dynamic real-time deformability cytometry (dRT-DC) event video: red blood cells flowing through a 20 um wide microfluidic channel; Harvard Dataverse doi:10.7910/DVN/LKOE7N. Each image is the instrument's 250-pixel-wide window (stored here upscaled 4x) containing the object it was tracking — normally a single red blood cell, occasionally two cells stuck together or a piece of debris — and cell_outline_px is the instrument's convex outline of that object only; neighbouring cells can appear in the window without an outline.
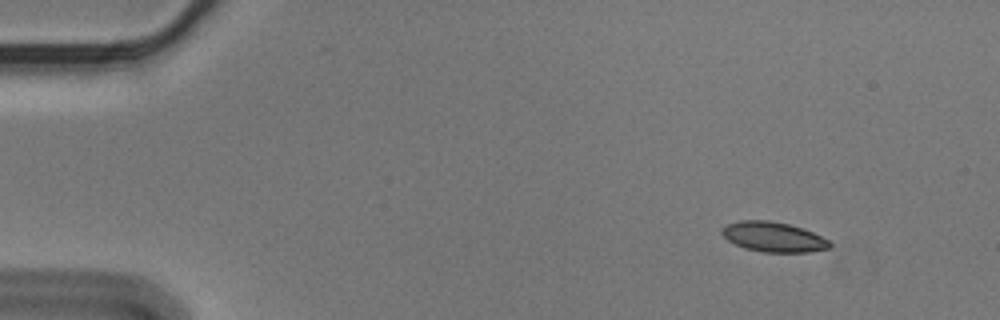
{"species": "Egyptian fruit bat (a non-hibernating species)", "species_latin": "Rousettus aegyptiacus", "temperature_condition": "cold", "stored_images_in_passage": 51, "camera_frame_rate_fps": 3000, "um_per_image_px": 0.085, "animal": {"sex": "male"}, "frame": {"image": 1, "passage_image": 1, "time_ms": 0.0, "image_size_px": [1000, 320], "cell_outline_px": [[832, 244], [828, 248], [808, 252], [764, 252], [744, 248], [728, 240], [720, 232], [720, 228], [728, 224], [740, 220], [768, 220], [788, 224], [804, 228], [828, 240]], "centroid_in_image_um": [65.71, 20.13], "position_along_channel_um": 19.3, "area_um2": 18.73}}
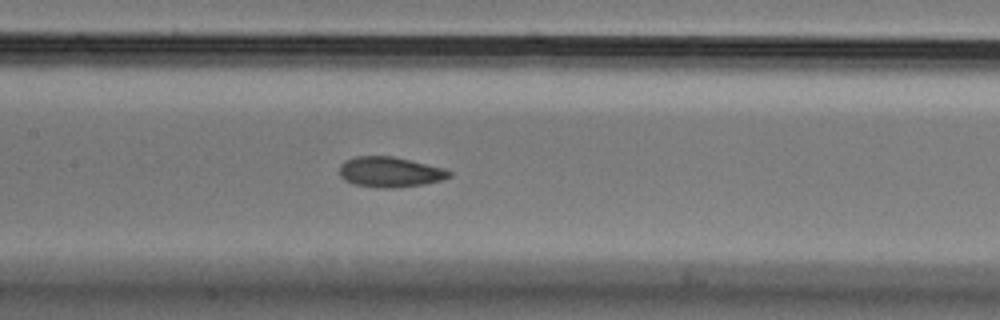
{"frame": {"image": 2, "passage_image": 22, "time_ms": 7.0, "image_size_px": [1000, 320], "cell_outline_px": [[452, 176], [444, 180], [424, 184], [392, 188], [380, 188], [352, 184], [344, 180], [340, 176], [340, 164], [344, 160], [356, 156], [392, 156], [444, 168], [452, 172]], "centroid_in_image_um": [33.14, 14.63], "position_along_channel_um": 174.3, "area_um2": 19.54}}
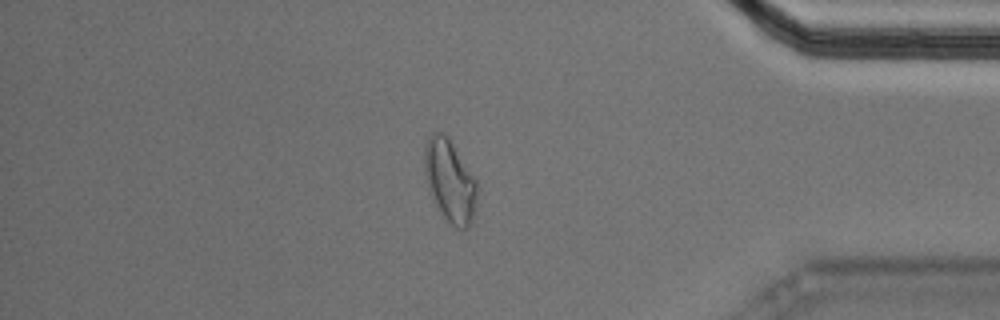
{"frame": {"image": 3, "passage_image": 43, "time_ms": 14.0, "image_size_px": [1000, 320], "cell_outline_px": [[476, 208], [472, 220], [468, 228], [464, 232], [456, 228], [440, 216], [428, 192], [424, 172], [424, 148], [428, 136], [432, 132], [444, 132], [448, 136], [476, 180]], "centroid_in_image_um": [38.2, 15.42], "position_along_channel_um": 397.0, "area_um2": 25.95}, "authors_computed_cell_mechanics": {"area_um2": 19.652, "velocity_mm_per_s": 3.5779, "shape_relaxation_time_tau1_ms": null, "shape_relaxation_time_tau2_ms": 1.7867, "deformation_change_tau1": null, "deformation_change_tau2": 0.0725}}